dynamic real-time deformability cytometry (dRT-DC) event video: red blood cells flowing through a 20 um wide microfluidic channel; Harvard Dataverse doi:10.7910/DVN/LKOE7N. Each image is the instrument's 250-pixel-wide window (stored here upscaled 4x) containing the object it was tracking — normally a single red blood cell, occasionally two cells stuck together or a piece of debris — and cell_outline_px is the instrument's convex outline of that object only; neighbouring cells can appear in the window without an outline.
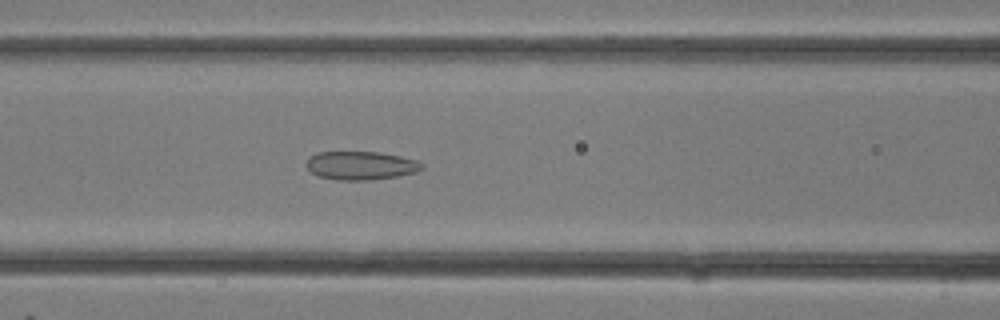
{"species": "common noctule bat (a hibernating species)", "species_latin": "Nyctalus noctula", "temperature_condition": "room temperature", "stored_images_in_passage": 15, "camera_frame_rate_fps": 3000, "um_per_image_px": 0.085, "animal": {"sex": "female"}, "frame": {"image": 1, "passage_image": 13, "time_ms": 4.0, "image_size_px": [1000, 320], "cell_outline_px": [[424, 168], [416, 172], [396, 176], [372, 180], [340, 180], [316, 176], [308, 168], [308, 156], [316, 152], [380, 152], [400, 156], [416, 160], [424, 164]], "centroid_in_image_um": [30.68, 14.07], "position_along_channel_um": 135.9, "area_um2": 19.19}}
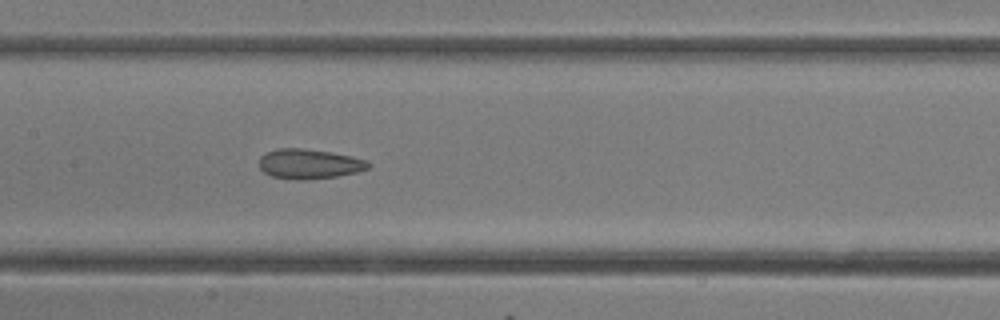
{"frame": {"image": 2, "passage_image": 15, "time_ms": 4.667, "image_size_px": [1000, 320], "cell_outline_px": [[372, 164], [368, 168], [356, 172], [336, 176], [308, 180], [296, 180], [272, 176], [264, 172], [260, 168], [260, 156], [276, 148], [300, 148], [332, 152], [352, 156], [368, 160]], "centroid_in_image_um": [26.3, 13.93], "position_along_channel_um": 181.1, "area_um2": 19.02}}